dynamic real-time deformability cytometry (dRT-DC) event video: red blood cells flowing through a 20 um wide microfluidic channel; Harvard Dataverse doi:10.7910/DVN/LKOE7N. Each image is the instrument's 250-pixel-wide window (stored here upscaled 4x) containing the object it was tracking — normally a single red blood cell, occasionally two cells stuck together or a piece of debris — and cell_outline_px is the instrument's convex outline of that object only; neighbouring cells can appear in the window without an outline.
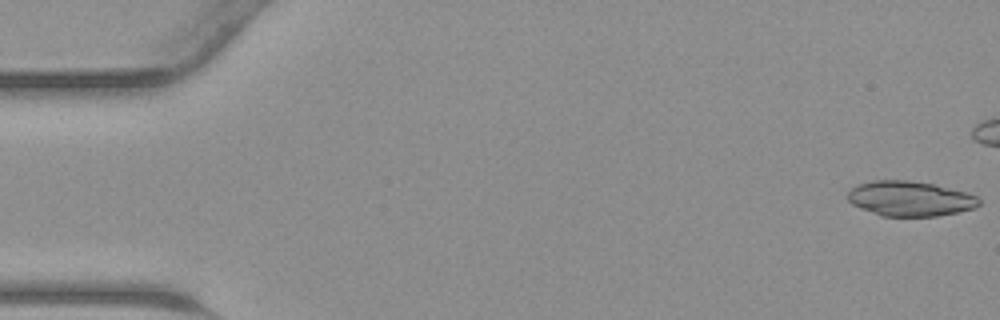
{"species": "common noctule bat (a hibernating species)", "species_latin": "Nyctalus noctula", "temperature_condition": "warm", "stored_images_in_passage": 36, "camera_frame_rate_fps": 3000, "um_per_image_px": 0.085, "animal": {"sex": "male", "body_mass_g": 23.1, "forearm_length_mm": 52.7}, "frame": {"image": 1, "passage_image": 1, "time_ms": 0.0, "image_size_px": [1000, 320], "cell_outline_px": [[980, 204], [976, 208], [936, 216], [880, 216], [860, 208], [852, 204], [848, 200], [848, 192], [852, 188], [860, 184], [872, 180], [908, 180], [932, 184], [968, 192], [976, 196], [980, 200]], "centroid_in_image_um": [77.36, 16.88], "position_along_channel_um": 7.6, "area_um2": 26.76}}